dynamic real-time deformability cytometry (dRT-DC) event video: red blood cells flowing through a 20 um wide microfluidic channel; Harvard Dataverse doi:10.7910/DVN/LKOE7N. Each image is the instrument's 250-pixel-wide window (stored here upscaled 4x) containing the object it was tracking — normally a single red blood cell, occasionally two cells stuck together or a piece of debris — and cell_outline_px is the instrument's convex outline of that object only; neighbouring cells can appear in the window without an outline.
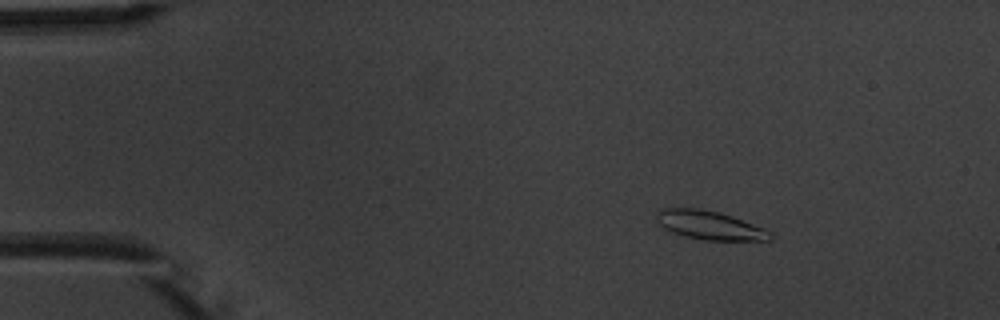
{"species": "common noctule bat (a hibernating species)", "species_latin": "Nyctalus noctula", "temperature_condition": "warm", "stored_images_in_passage": 4, "camera_frame_rate_fps": 3000, "um_per_image_px": 0.085, "animal": {"sex": "male", "body_mass_g": 20.1, "forearm_length_mm": 53.5}, "frame": {"image": 1, "passage_image": 1, "time_ms": 0.0, "image_size_px": [1000, 320], "cell_outline_px": [[776, 236], [772, 240], [704, 240], [684, 236], [672, 232], [664, 228], [656, 220], [656, 212], [664, 208], [700, 208], [720, 212], [732, 216], [764, 228], [772, 232]], "centroid_in_image_um": [60.35, 19.14], "position_along_channel_um": 24.6, "area_um2": 19.19}}
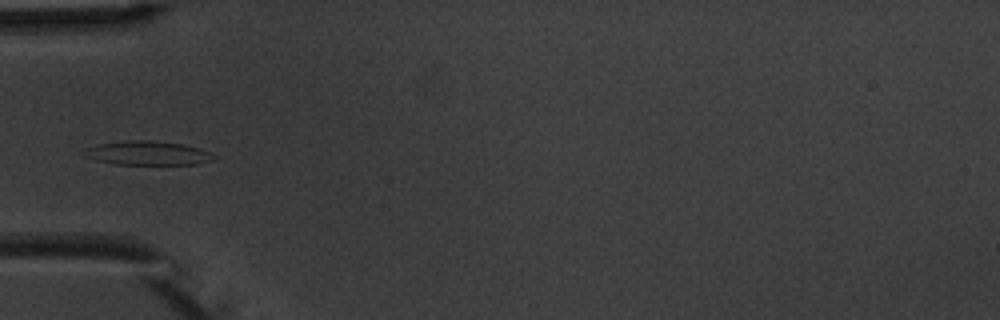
{"frame": {"image": 2, "passage_image": 4, "time_ms": 3.333, "image_size_px": [1000, 320], "cell_outline_px": [[216, 160], [196, 164], [116, 164], [96, 160], [84, 156], [80, 152], [84, 148], [100, 144], [128, 140], [152, 140], [180, 144], [200, 148], [216, 156]], "centroid_in_image_um": [12.52, 13.01], "position_along_channel_um": 72.5, "area_um2": 18.15}}